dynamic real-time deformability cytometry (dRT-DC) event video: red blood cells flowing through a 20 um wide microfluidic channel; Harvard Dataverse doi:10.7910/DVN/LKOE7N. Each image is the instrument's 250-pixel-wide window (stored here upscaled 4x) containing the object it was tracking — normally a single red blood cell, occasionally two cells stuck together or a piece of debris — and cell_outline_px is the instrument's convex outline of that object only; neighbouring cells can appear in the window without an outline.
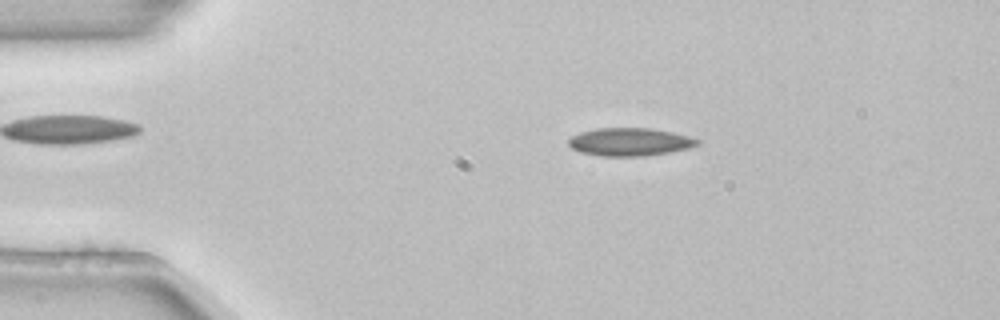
{"species": "common noctule bat (a hibernating species)", "species_latin": "Nyctalus noctula", "temperature_condition": "room temperature", "stored_images_in_passage": 2, "camera_frame_rate_fps": 3000, "um_per_image_px": 0.085, "animal": {"sex": "female", "body_mass_g": 22.7, "forearm_length_mm": 54.2}, "frame": {"image": 1, "passage_image": 1, "time_ms": 0.0, "image_size_px": [1000, 320], "cell_outline_px": [[700, 144], [688, 148], [668, 152], [644, 156], [600, 156], [580, 152], [572, 148], [568, 144], [568, 140], [572, 136], [580, 132], [596, 128], [652, 128], [672, 132], [688, 136], [700, 140]], "centroid_in_image_um": [53.52, 12.06], "position_along_channel_um": 31.5, "area_um2": 20.98}}